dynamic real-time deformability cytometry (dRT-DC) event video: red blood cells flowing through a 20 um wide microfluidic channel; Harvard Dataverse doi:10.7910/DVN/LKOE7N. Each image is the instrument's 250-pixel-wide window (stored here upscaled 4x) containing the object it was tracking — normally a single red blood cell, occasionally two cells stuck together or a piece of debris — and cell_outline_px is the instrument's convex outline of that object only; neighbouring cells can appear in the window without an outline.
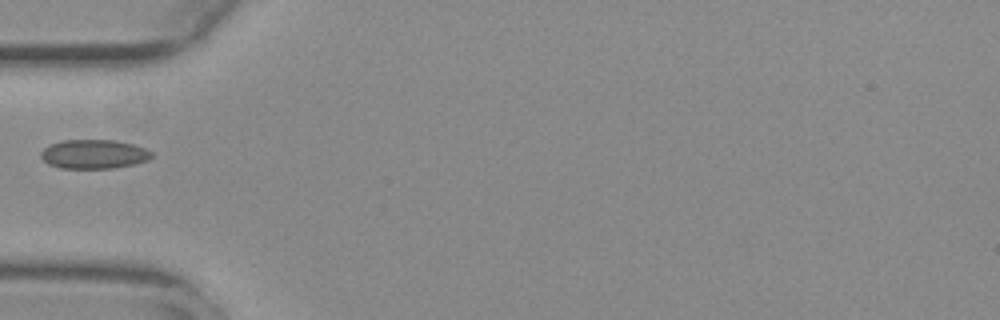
{"species": "common noctule bat (a hibernating species)", "species_latin": "Nyctalus noctula", "temperature_condition": "warm", "stored_images_in_passage": 37, "camera_frame_rate_fps": 3000, "um_per_image_px": 0.085, "animal": {"sex": "female", "body_mass_g": 29.2, "forearm_length_mm": 56.3}, "frame": {"image": 1, "passage_image": 1, "time_ms": 0.0, "image_size_px": [1000, 320], "cell_outline_px": [[152, 156], [148, 160], [136, 164], [112, 168], [60, 168], [48, 164], [40, 156], [40, 152], [44, 148], [60, 140], [116, 140], [132, 144], [144, 148], [152, 152]], "centroid_in_image_um": [7.97, 13.1], "position_along_channel_um": 77.0, "area_um2": 18.79}}
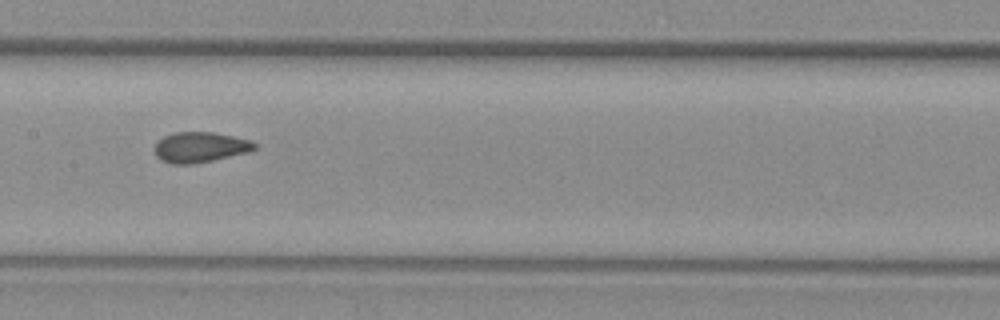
{"frame": {"image": 2, "passage_image": 10, "time_ms": 3.0, "image_size_px": [1000, 320], "cell_outline_px": [[256, 148], [248, 152], [212, 160], [192, 164], [172, 164], [160, 160], [156, 156], [156, 144], [164, 136], [176, 132], [212, 132], [252, 140], [256, 144]], "centroid_in_image_um": [17.02, 12.51], "position_along_channel_um": 190.4, "area_um2": 17.51}}
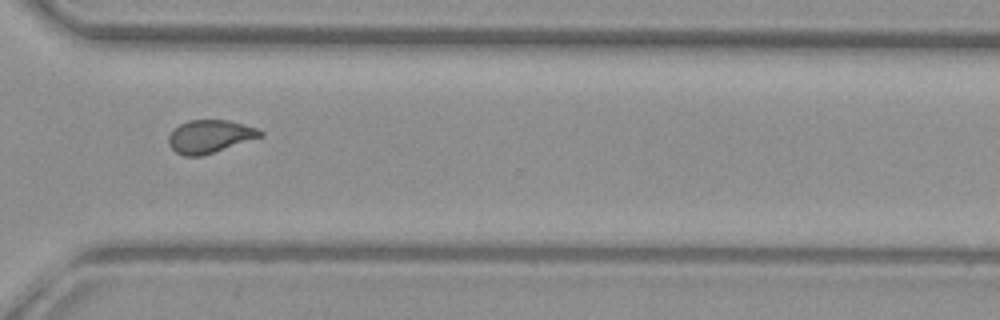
{"frame": {"image": 3, "passage_image": 23, "time_ms": 7.333, "image_size_px": [1000, 320], "cell_outline_px": [[264, 136], [200, 156], [184, 156], [176, 152], [168, 144], [168, 136], [180, 124], [188, 120], [228, 120], [256, 128], [264, 132]], "centroid_in_image_um": [17.84, 11.59], "position_along_channel_um": 352.8, "area_um2": 17.4}}